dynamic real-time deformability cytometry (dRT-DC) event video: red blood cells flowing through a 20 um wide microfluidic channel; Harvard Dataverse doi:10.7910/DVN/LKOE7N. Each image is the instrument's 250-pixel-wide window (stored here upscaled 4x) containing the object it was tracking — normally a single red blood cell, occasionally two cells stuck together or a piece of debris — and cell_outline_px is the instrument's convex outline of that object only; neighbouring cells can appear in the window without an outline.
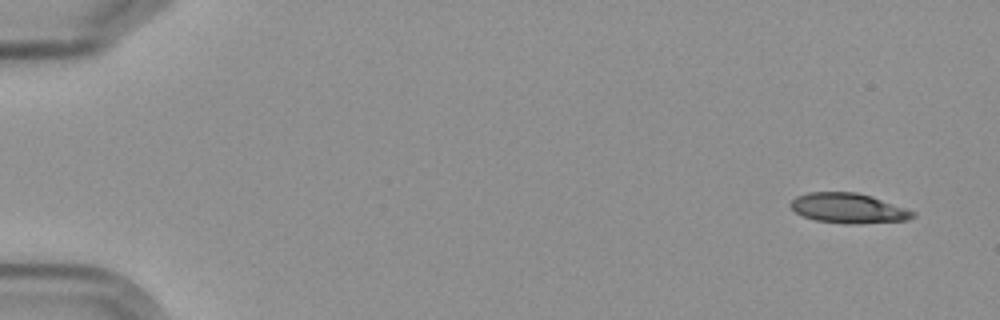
{"species": "Egyptian fruit bat (a non-hibernating species)", "species_latin": "Rousettus aegyptiacus", "temperature_condition": "cold", "stored_images_in_passage": 6, "camera_frame_rate_fps": 3000, "um_per_image_px": 0.085, "frame": {"image": 1, "passage_image": 1, "time_ms": 0.0, "image_size_px": [1000, 320], "cell_outline_px": [[916, 216], [908, 220], [852, 224], [844, 224], [816, 220], [804, 216], [796, 212], [788, 204], [796, 196], [808, 192], [856, 192], [872, 196], [916, 212]], "centroid_in_image_um": [72.11, 17.69], "position_along_channel_um": 12.9, "area_um2": 21.33}}